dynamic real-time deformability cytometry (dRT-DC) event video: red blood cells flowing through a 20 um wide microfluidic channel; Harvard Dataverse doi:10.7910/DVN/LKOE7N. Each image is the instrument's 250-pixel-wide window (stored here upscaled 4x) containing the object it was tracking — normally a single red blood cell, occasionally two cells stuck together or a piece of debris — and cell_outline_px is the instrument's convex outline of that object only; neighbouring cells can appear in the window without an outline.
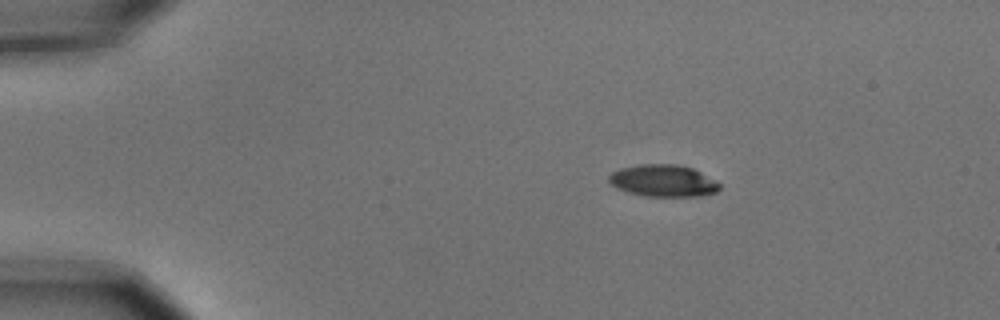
{"species": "common noctule bat (a hibernating species)", "species_latin": "Nyctalus noctula", "temperature_condition": "cold", "stored_images_in_passage": 3, "camera_frame_rate_fps": 3000, "um_per_image_px": 0.085, "animal": {"sex": "male", "body_mass_g": 15.6}, "frame": {"image": 1, "passage_image": 1, "time_ms": 0.0, "image_size_px": [1000, 320], "cell_outline_px": [[720, 188], [716, 192], [700, 196], [644, 196], [628, 192], [616, 188], [608, 180], [608, 176], [612, 172], [620, 168], [640, 164], [676, 164], [692, 168], [700, 172], [720, 184]], "centroid_in_image_um": [56.34, 15.36], "position_along_channel_um": 28.7, "area_um2": 20.52}}